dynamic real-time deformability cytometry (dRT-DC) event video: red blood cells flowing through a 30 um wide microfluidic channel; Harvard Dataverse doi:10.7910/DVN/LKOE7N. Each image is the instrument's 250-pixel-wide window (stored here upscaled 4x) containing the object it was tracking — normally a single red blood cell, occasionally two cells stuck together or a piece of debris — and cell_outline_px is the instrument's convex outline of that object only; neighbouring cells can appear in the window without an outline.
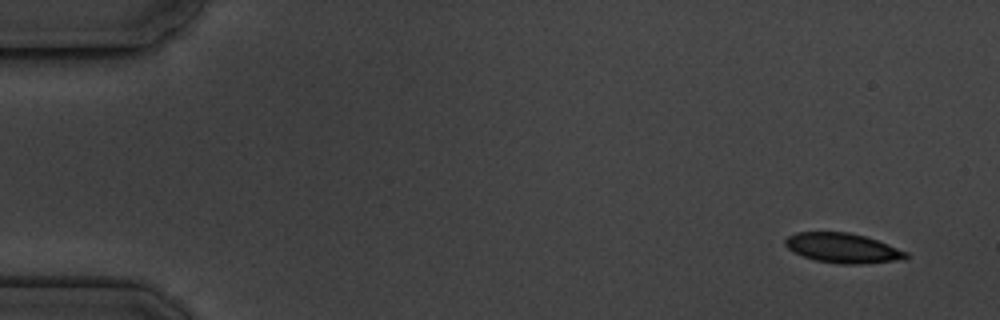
{"species": "common noctule bat (a hibernating species)", "species_latin": "Nyctalus noctula", "temperature_condition": "cold", "stored_images_in_passage": 16, "camera_frame_rate_fps": 3000, "um_per_image_px": 0.085, "animal": {"sex": "male", "body_mass_g": 19.5, "forearm_length_mm": 54.6}, "frame": {"image": 1, "passage_image": 1, "time_ms": 0.0, "image_size_px": [1000, 320], "cell_outline_px": [[908, 256], [904, 260], [860, 264], [840, 264], [816, 260], [792, 252], [784, 244], [784, 240], [788, 236], [796, 232], [848, 232], [864, 236], [888, 244], [908, 252]], "centroid_in_image_um": [71.63, 21.09], "position_along_channel_um": 13.4, "area_um2": 20.98}}
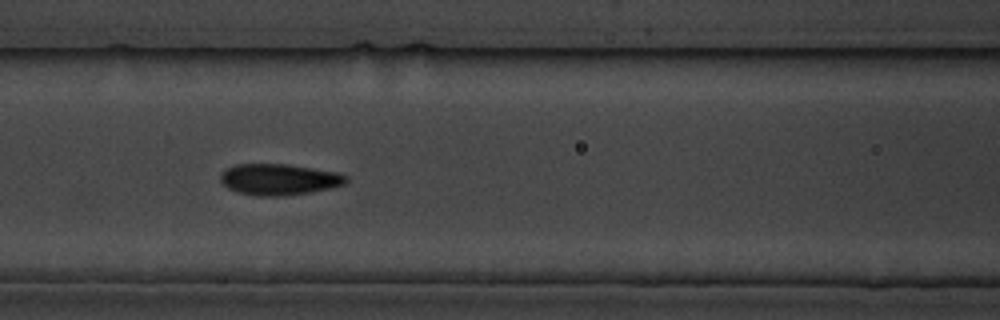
{"frame": {"image": 2, "passage_image": 7, "time_ms": 7.0, "image_size_px": [1000, 320], "cell_outline_px": [[348, 180], [344, 184], [328, 188], [308, 192], [280, 196], [256, 196], [236, 192], [228, 188], [220, 180], [220, 172], [224, 168], [236, 164], [288, 164], [340, 172], [348, 176]], "centroid_in_image_um": [23.69, 15.23], "position_along_channel_um": 142.9, "area_um2": 23.0}}
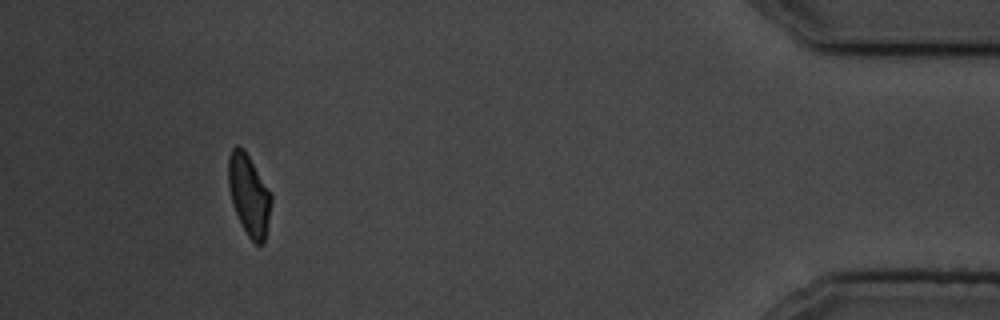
{"frame": {"image": 3, "passage_image": 15, "time_ms": 16.333, "image_size_px": [1000, 320], "cell_outline_px": [[272, 200], [264, 240], [260, 244], [256, 244], [248, 236], [236, 212], [232, 200], [228, 184], [228, 156], [232, 148], [236, 144], [240, 144], [244, 148], [272, 196]], "centroid_in_image_um": [21.14, 16.49], "position_along_channel_um": 414.1, "area_um2": 19.77}, "authors_computed_cell_mechanics": {"area_um2": 21.8484, "velocity_mm_per_s": 3.5553, "shape_relaxation_time_tau1_ms": 2.8288, "shape_relaxation_time_tau2_ms": 2.5656, "deformation_change_tau1": 0.0852, "deformation_change_tau2": 0.0463}}